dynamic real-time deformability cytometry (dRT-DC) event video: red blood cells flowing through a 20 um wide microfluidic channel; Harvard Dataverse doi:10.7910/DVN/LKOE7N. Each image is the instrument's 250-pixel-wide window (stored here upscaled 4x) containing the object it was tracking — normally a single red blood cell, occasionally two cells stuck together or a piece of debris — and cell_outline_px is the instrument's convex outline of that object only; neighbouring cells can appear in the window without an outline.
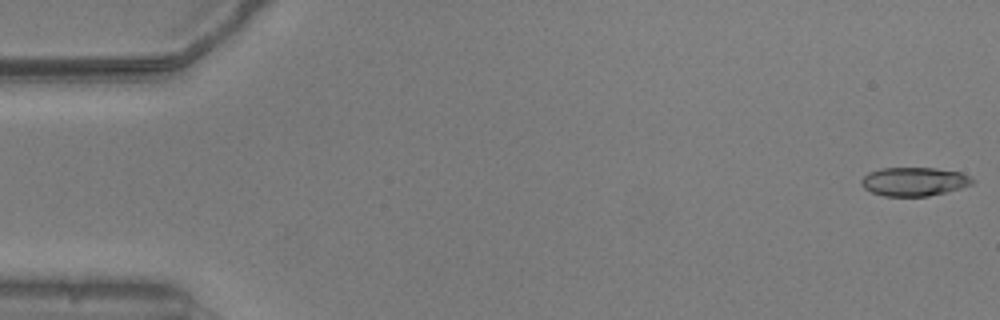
{"species": "common noctule bat (a hibernating species)", "species_latin": "Nyctalus noctula", "temperature_condition": "warm", "stored_images_in_passage": 53, "camera_frame_rate_fps": 3000, "um_per_image_px": 0.085, "animal": {"sex": "male", "body_mass_g": 20.5, "forearm_length_mm": 52.5}, "frame": {"image": 1, "passage_image": 1, "time_ms": 0.0, "image_size_px": [1000, 320], "cell_outline_px": [[976, 180], [972, 184], [960, 188], [928, 196], [884, 196], [872, 192], [864, 188], [860, 184], [860, 180], [868, 172], [880, 168], [936, 168], [960, 172], [972, 176]], "centroid_in_image_um": [77.7, 15.42], "position_along_channel_um": 7.3, "area_um2": 18.67}}
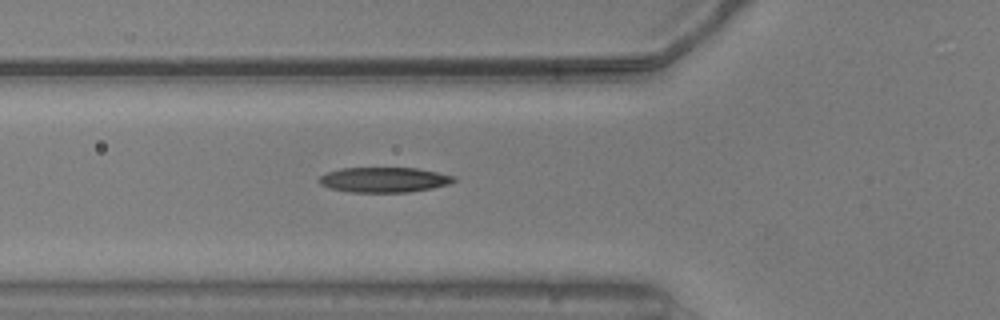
{"frame": {"image": 2, "passage_image": 19, "time_ms": 6.0, "image_size_px": [1000, 320], "cell_outline_px": [[456, 180], [448, 184], [432, 188], [408, 192], [352, 192], [328, 188], [320, 184], [316, 180], [320, 176], [328, 172], [340, 168], [416, 168], [456, 176]], "centroid_in_image_um": [32.61, 15.28], "position_along_channel_um": 93.2, "area_um2": 19.71}}
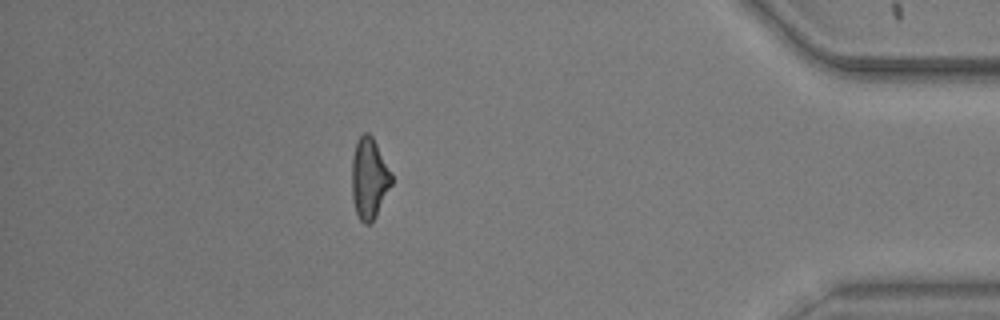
{"frame": {"image": 3, "passage_image": 47, "time_ms": 15.333, "image_size_px": [1000, 320], "cell_outline_px": [[392, 184], [376, 216], [368, 224], [364, 224], [360, 220], [356, 212], [352, 200], [352, 156], [356, 140], [364, 132], [368, 132], [372, 136], [392, 172]], "centroid_in_image_um": [31.38, 15.14], "position_along_channel_um": 403.8, "area_um2": 18.84}, "authors_computed_cell_mechanics": {"area_um2": 19.2474, "velocity_mm_per_s": 3.803, "shape_relaxation_time_tau1_ms": 4.4945, "shape_relaxation_time_tau2_ms": 4.4003, "deformation_change_tau1": 0.1623, "deformation_change_tau2": 0.1457}}